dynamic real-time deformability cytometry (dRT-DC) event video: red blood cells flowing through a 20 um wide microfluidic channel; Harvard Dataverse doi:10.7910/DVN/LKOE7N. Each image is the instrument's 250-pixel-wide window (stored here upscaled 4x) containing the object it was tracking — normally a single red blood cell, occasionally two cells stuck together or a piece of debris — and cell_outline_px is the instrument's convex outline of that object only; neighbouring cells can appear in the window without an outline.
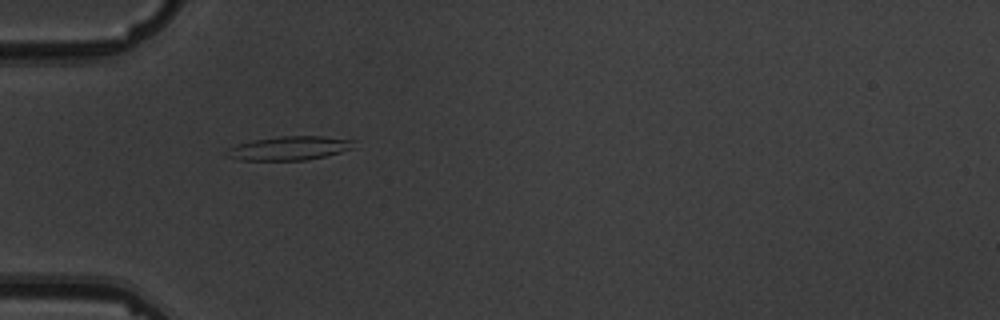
{"species": "common noctule bat (a hibernating species)", "species_latin": "Nyctalus noctula", "temperature_condition": "warm", "stored_images_in_passage": 2, "camera_frame_rate_fps": 3000, "um_per_image_px": 0.085, "animal": {"sex": "male", "body_mass_g": 19.5, "forearm_length_mm": 54.6}, "frame": {"image": 1, "passage_image": 1, "time_ms": 0.0, "image_size_px": [1000, 320], "cell_outline_px": [[356, 148], [324, 156], [304, 160], [240, 160], [224, 156], [224, 152], [228, 148], [236, 144], [252, 140], [280, 136], [320, 136], [356, 140]], "centroid_in_image_um": [24.58, 12.59], "position_along_channel_um": 60.4, "area_um2": 17.92}}